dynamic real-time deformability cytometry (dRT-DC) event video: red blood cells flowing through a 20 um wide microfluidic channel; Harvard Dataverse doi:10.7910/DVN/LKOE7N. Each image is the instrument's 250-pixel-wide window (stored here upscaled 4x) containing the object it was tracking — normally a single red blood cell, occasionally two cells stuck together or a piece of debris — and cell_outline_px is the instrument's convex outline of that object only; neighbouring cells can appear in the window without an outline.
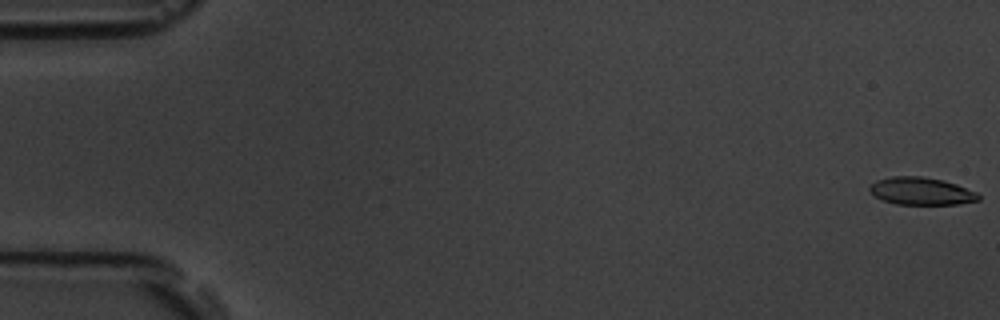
{"species": "common noctule bat (a hibernating species)", "species_latin": "Nyctalus noctula", "temperature_condition": "room temperature", "stored_images_in_passage": 55, "camera_frame_rate_fps": 3000, "um_per_image_px": 0.085, "animal": {"sex": "male", "body_mass_g": 19.5, "forearm_length_mm": 54.6}, "frame": {"image": 1, "passage_image": 1, "time_ms": 0.0, "image_size_px": [1000, 320], "cell_outline_px": [[980, 200], [956, 204], [896, 204], [884, 200], [876, 196], [868, 188], [876, 180], [892, 176], [920, 176], [944, 180], [956, 184], [976, 192], [980, 196]], "centroid_in_image_um": [78.32, 16.24], "position_along_channel_um": 6.7, "area_um2": 17.28}}
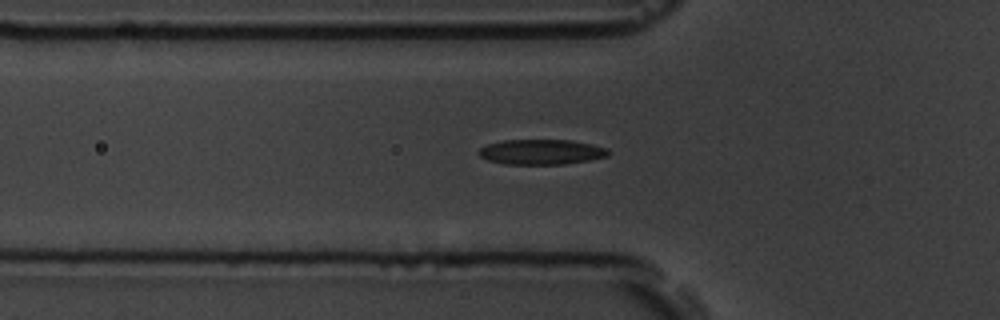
{"frame": {"image": 2, "passage_image": 19, "time_ms": 6.0, "image_size_px": [1000, 320], "cell_outline_px": [[608, 156], [588, 160], [564, 164], [504, 164], [488, 160], [480, 156], [480, 148], [488, 144], [504, 140], [572, 140], [592, 144], [608, 148]], "centroid_in_image_um": [46.03, 12.91], "position_along_channel_um": 79.8, "area_um2": 18.84}}
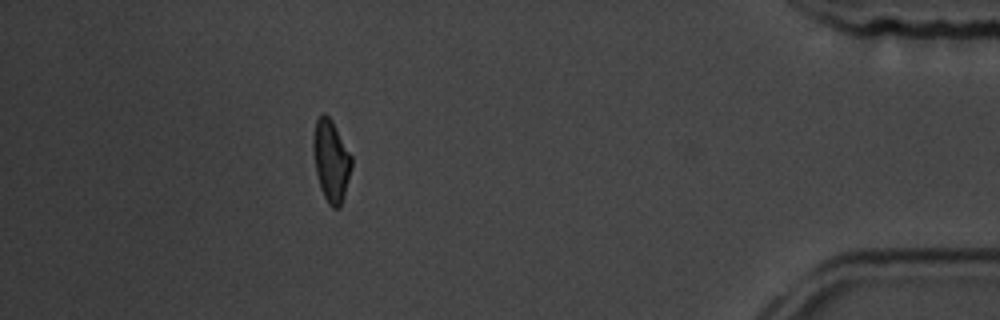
{"frame": {"image": 3, "passage_image": 49, "time_ms": 16.0, "image_size_px": [1000, 320], "cell_outline_px": [[352, 168], [340, 208], [332, 208], [328, 204], [324, 196], [316, 172], [312, 148], [312, 140], [316, 120], [320, 112], [324, 112], [332, 120], [352, 156]], "centroid_in_image_um": [28.14, 13.62], "position_along_channel_um": 407.1, "area_um2": 18.32}, "authors_computed_cell_mechanics": {"area_um2": 18.6116, "velocity_mm_per_s": 3.7834, "shape_relaxation_time_tau1_ms": 4.8318, "shape_relaxation_time_tau2_ms": 3.5762, "deformation_change_tau1": 0.1514, "deformation_change_tau2": 0.1186}}